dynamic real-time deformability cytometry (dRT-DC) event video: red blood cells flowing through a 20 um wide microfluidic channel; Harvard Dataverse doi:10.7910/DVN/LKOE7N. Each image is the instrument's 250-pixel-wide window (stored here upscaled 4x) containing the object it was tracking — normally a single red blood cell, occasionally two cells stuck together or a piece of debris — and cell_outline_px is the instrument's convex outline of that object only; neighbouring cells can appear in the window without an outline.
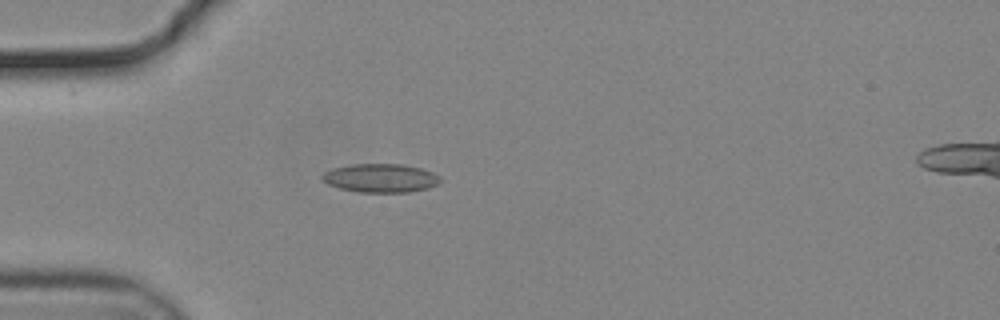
{"species": "common noctule bat (a hibernating species)", "species_latin": "Nyctalus noctula", "temperature_condition": "cold", "stored_images_in_passage": 53, "camera_frame_rate_fps": 3000, "um_per_image_px": 0.085, "animal": {"sex": "male", "body_mass_g": 19.2, "forearm_length_mm": 51.8}, "frame": {"image": 1, "passage_image": 14, "time_ms": 4.333, "image_size_px": [1000, 320], "cell_outline_px": [[440, 180], [436, 184], [428, 188], [408, 192], [360, 192], [340, 188], [328, 184], [320, 176], [324, 172], [332, 168], [352, 164], [404, 164], [420, 168], [432, 172], [440, 176]], "centroid_in_image_um": [32.34, 15.13], "position_along_channel_um": 52.7, "area_um2": 19.59}}
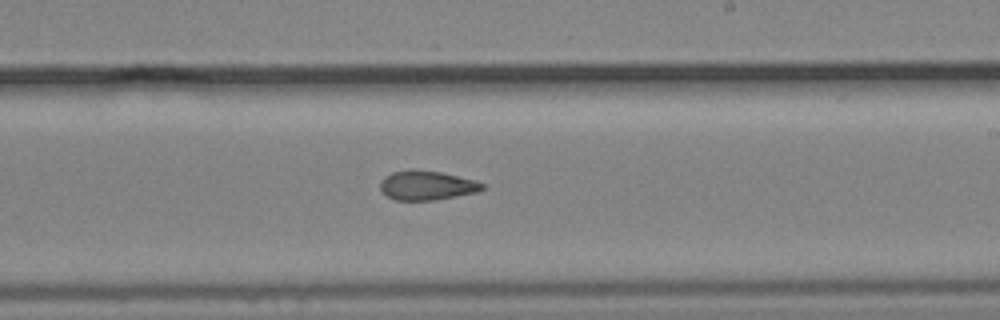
{"frame": {"image": 2, "passage_image": 31, "time_ms": 10.0, "image_size_px": [1000, 320], "cell_outline_px": [[488, 188], [476, 192], [436, 200], [396, 200], [388, 196], [380, 188], [380, 180], [384, 176], [392, 172], [408, 168], [412, 168], [440, 172], [476, 180], [488, 184]], "centroid_in_image_um": [36.31, 15.74], "position_along_channel_um": 252.7, "area_um2": 17.8}}
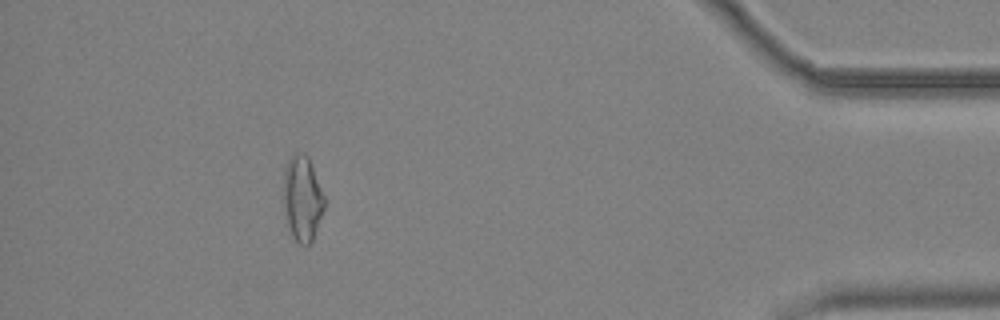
{"frame": {"image": 3, "passage_image": 48, "time_ms": 15.667, "image_size_px": [1000, 320], "cell_outline_px": [[324, 208], [312, 240], [308, 244], [300, 244], [292, 236], [288, 224], [284, 204], [284, 168], [288, 160], [296, 152], [304, 152], [308, 156], [324, 196]], "centroid_in_image_um": [25.7, 16.83], "position_along_channel_um": 409.5, "area_um2": 19.88}, "authors_computed_cell_mechanics": {"area_um2": 18.3804, "velocity_mm_per_s": 3.7147, "shape_relaxation_time_tau1_ms": null, "shape_relaxation_time_tau2_ms": 3.523, "deformation_change_tau1": null, "deformation_change_tau2": 0.106}}